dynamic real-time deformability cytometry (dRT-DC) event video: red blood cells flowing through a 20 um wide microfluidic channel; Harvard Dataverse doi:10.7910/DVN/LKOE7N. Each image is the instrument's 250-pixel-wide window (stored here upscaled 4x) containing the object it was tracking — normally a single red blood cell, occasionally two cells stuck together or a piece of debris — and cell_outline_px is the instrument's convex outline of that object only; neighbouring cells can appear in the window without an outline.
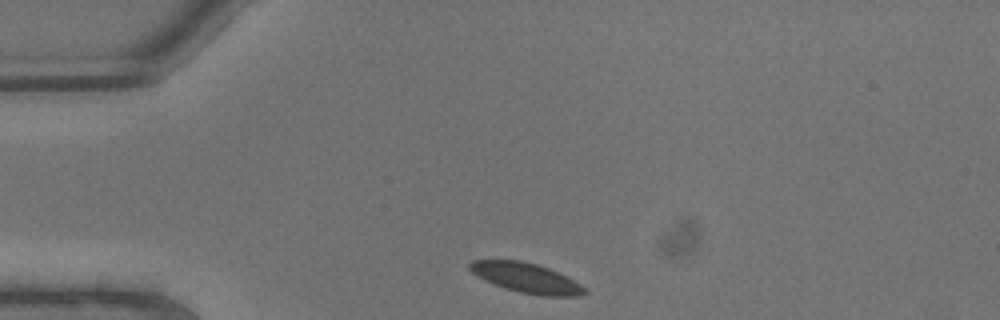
{"species": "common noctule bat (a hibernating species)", "species_latin": "Nyctalus noctula", "temperature_condition": "warm", "stored_images_in_passage": 5, "camera_frame_rate_fps": 3000, "um_per_image_px": 0.085, "animal": {"sex": "male", "body_mass_g": 13.3}, "frame": {"image": 1, "passage_image": 1, "time_ms": 0.0, "image_size_px": [1000, 320], "cell_outline_px": [[588, 292], [576, 296], [540, 296], [520, 292], [504, 288], [484, 280], [472, 272], [468, 268], [468, 264], [472, 260], [520, 260], [536, 264], [548, 268], [580, 284]], "centroid_in_image_um": [44.69, 23.62], "position_along_channel_um": 40.3, "area_um2": 19.71}}
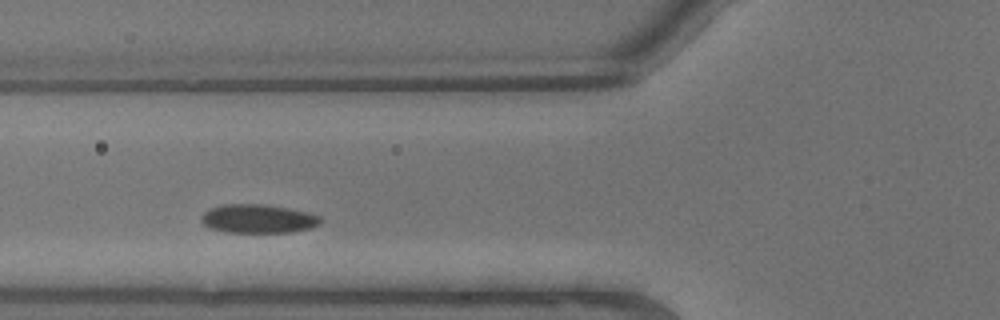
{"frame": {"image": 2, "passage_image": 4, "time_ms": 1.0, "image_size_px": [1000, 320], "cell_outline_px": [[320, 224], [312, 228], [288, 232], [224, 232], [208, 228], [200, 220], [200, 216], [204, 212], [212, 208], [224, 204], [264, 204], [288, 208], [308, 212], [320, 216]], "centroid_in_image_um": [21.92, 18.59], "position_along_channel_um": 103.9, "area_um2": 20.0}}
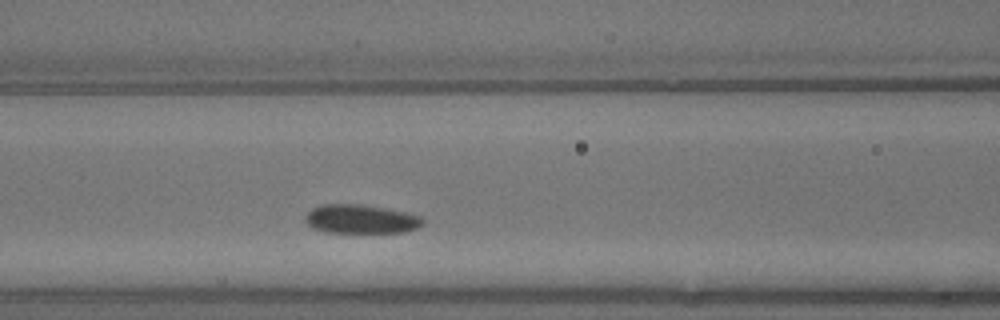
{"frame": {"image": 3, "passage_image": 5, "time_ms": 1.333, "image_size_px": [1000, 320], "cell_outline_px": [[424, 224], [416, 228], [404, 232], [324, 232], [312, 228], [304, 220], [304, 216], [312, 208], [320, 204], [356, 204], [384, 208], [404, 212], [420, 216], [424, 220]], "centroid_in_image_um": [30.63, 18.62], "position_along_channel_um": 136.0, "area_um2": 19.71}}